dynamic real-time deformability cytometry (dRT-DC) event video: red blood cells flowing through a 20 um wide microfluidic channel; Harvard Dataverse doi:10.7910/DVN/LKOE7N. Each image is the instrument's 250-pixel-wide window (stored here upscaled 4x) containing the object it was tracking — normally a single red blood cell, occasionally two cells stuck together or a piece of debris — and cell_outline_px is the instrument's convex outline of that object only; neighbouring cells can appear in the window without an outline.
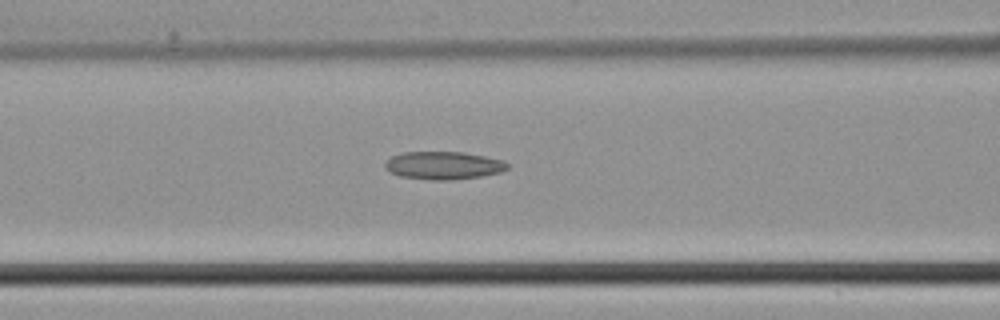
{"species": "common noctule bat (a hibernating species)", "species_latin": "Nyctalus noctula", "temperature_condition": "cold", "stored_images_in_passage": 28, "camera_frame_rate_fps": 3000, "um_per_image_px": 0.085, "animal": {"sex": "male", "body_mass_g": 21.5, "forearm_length_mm": 52.0}, "frame": {"image": 1, "passage_image": 10, "time_ms": 3.0, "image_size_px": [1000, 320], "cell_outline_px": [[508, 168], [500, 172], [480, 176], [452, 180], [432, 180], [400, 176], [388, 172], [384, 168], [384, 164], [392, 156], [404, 152], [464, 152], [504, 160], [508, 164]], "centroid_in_image_um": [37.68, 14.06], "position_along_channel_um": 128.9, "area_um2": 19.88}}
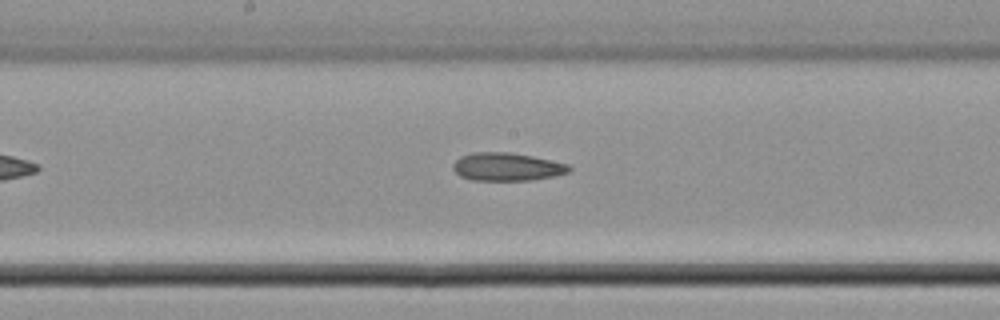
{"frame": {"image": 2, "passage_image": 15, "time_ms": 4.667, "image_size_px": [1000, 320], "cell_outline_px": [[572, 168], [568, 172], [556, 176], [532, 180], [472, 180], [460, 176], [452, 168], [452, 164], [460, 156], [472, 152], [508, 152], [532, 156], [568, 164]], "centroid_in_image_um": [43.07, 14.18], "position_along_channel_um": 205.1, "area_um2": 19.02}}
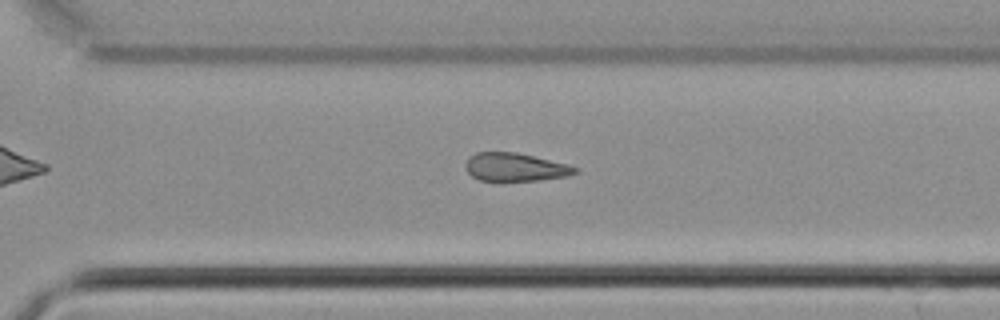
{"frame": {"image": 3, "passage_image": 23, "time_ms": 7.333, "image_size_px": [1000, 320], "cell_outline_px": [[580, 168], [576, 172], [568, 176], [540, 180], [496, 184], [480, 180], [472, 176], [464, 168], [464, 164], [468, 156], [476, 152], [516, 152], [568, 164]], "centroid_in_image_um": [43.73, 14.25], "position_along_channel_um": 326.9, "area_um2": 18.9}}